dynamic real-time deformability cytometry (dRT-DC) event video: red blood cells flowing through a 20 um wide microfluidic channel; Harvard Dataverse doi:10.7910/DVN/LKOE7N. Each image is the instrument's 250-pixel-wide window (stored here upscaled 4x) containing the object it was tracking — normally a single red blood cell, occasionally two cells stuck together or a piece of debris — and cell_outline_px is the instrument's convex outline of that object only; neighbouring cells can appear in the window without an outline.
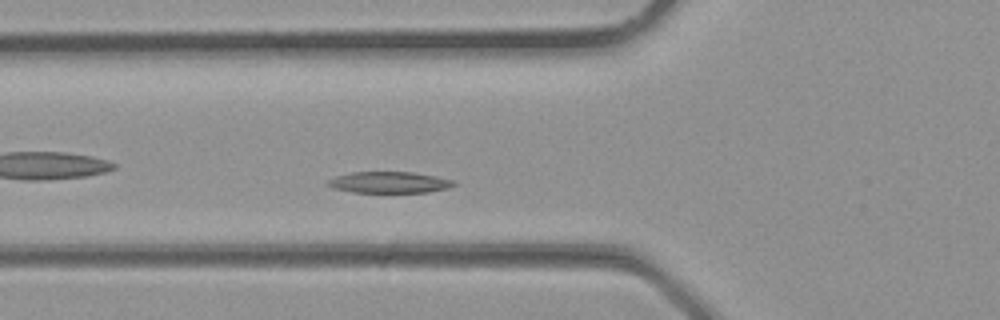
{"species": "common noctule bat (a hibernating species)", "species_latin": "Nyctalus noctula", "temperature_condition": "room temperature", "stored_images_in_passage": 24, "camera_frame_rate_fps": 3000, "um_per_image_px": 0.085, "animal": {"sex": "male", "body_mass_g": 23.1, "forearm_length_mm": 52.7}, "frame": {"image": 1, "passage_image": 6, "time_ms": 1.667, "image_size_px": [1000, 320], "cell_outline_px": [[456, 184], [448, 188], [428, 192], [352, 192], [332, 188], [324, 184], [328, 180], [336, 176], [352, 172], [412, 172], [436, 176], [456, 180]], "centroid_in_image_um": [33.08, 15.5], "position_along_channel_um": 92.7, "area_um2": 15.72}}
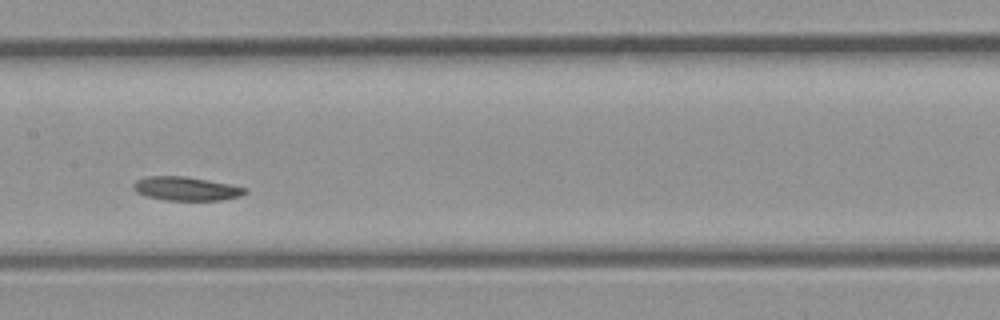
{"frame": {"image": 2, "passage_image": 11, "time_ms": 3.333, "image_size_px": [1000, 320], "cell_outline_px": [[248, 192], [240, 196], [220, 200], [164, 200], [148, 196], [136, 192], [132, 188], [132, 184], [136, 180], [148, 176], [188, 176], [248, 188]], "centroid_in_image_um": [15.81, 16.03], "position_along_channel_um": 191.6, "area_um2": 15.49}}
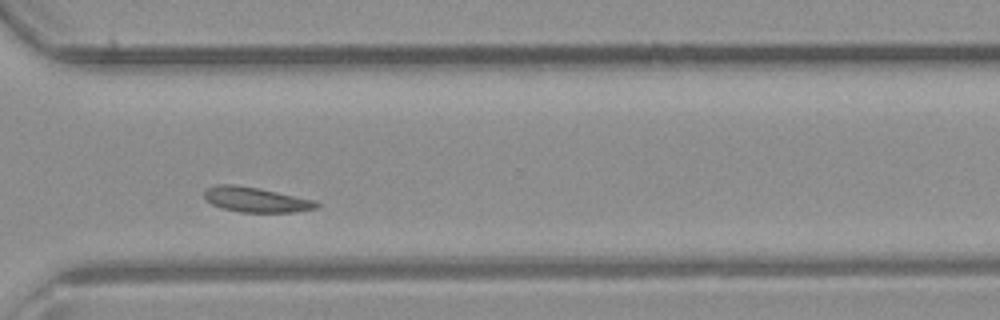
{"frame": {"image": 3, "passage_image": 19, "time_ms": 6.0, "image_size_px": [1000, 320], "cell_outline_px": [[320, 204], [316, 208], [292, 212], [240, 212], [220, 208], [204, 200], [204, 188], [216, 184], [236, 184], [260, 188], [316, 200]], "centroid_in_image_um": [21.7, 16.95], "position_along_channel_um": 348.9, "area_um2": 16.65}}